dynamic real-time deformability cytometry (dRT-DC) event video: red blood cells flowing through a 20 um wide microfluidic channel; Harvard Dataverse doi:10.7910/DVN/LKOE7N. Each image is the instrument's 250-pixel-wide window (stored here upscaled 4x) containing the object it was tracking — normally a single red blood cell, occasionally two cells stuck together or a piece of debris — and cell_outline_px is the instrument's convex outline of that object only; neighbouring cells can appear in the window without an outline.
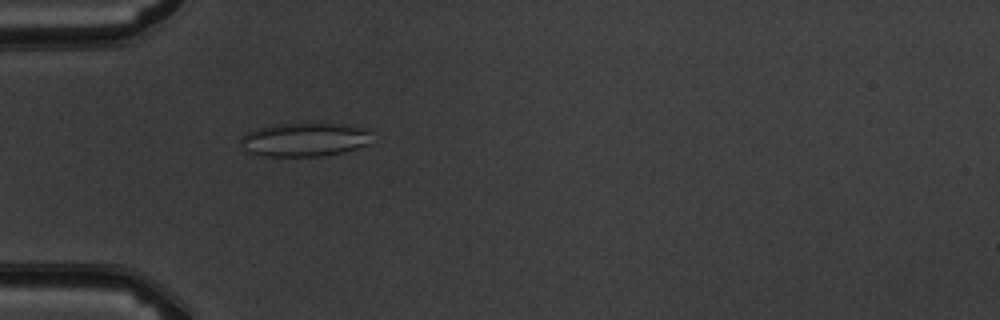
{"species": "common noctule bat (a hibernating species)", "species_latin": "Nyctalus noctula", "temperature_condition": "warm", "stored_images_in_passage": 5, "camera_frame_rate_fps": 3000, "um_per_image_px": 0.085, "animal": {"sex": "male", "body_mass_g": 19.5, "forearm_length_mm": 54.6}, "frame": {"image": 1, "passage_image": 5, "time_ms": 4.667, "image_size_px": [1000, 320], "cell_outline_px": [[368, 144], [344, 152], [320, 156], [264, 156], [244, 152], [240, 140], [240, 136], [248, 132], [260, 128], [280, 124], [340, 124], [364, 128], [368, 132]], "centroid_in_image_um": [25.81, 11.89], "position_along_channel_um": 59.2, "area_um2": 25.37}}